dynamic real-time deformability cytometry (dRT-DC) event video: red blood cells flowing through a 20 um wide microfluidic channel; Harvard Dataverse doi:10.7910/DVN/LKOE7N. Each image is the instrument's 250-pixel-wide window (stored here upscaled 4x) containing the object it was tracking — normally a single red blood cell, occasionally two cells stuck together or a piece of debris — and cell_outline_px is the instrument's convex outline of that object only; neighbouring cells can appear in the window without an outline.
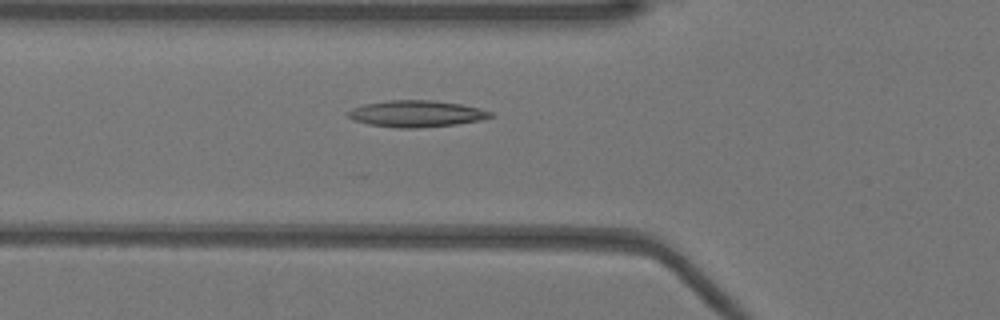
{"species": "Egyptian fruit bat (a non-hibernating species)", "species_latin": "Rousettus aegyptiacus", "temperature_condition": "warm", "stored_images_in_passage": 33, "camera_frame_rate_fps": 3000, "um_per_image_px": 0.085, "animal": {"sex": "female"}, "frame": {"image": 1, "passage_image": 2, "time_ms": 0.333, "image_size_px": [1000, 320], "cell_outline_px": [[492, 116], [480, 120], [456, 124], [416, 128], [396, 128], [368, 124], [352, 120], [348, 116], [348, 112], [352, 108], [364, 104], [388, 100], [432, 100], [460, 104], [492, 112]], "centroid_in_image_um": [35.34, 9.67], "position_along_channel_um": 90.5, "area_um2": 21.85}}
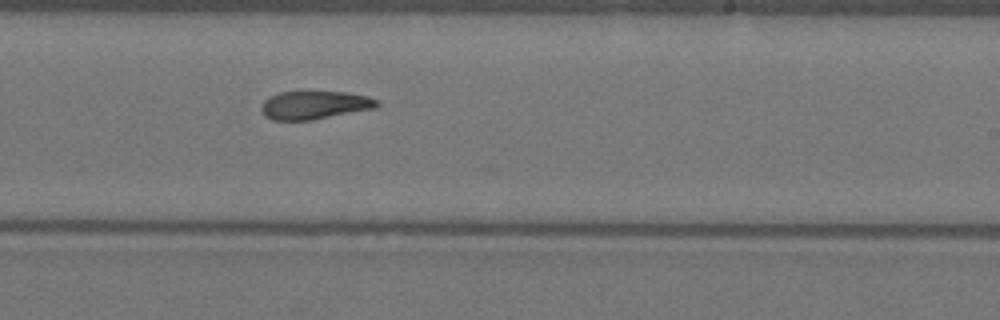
{"frame": {"image": 2, "passage_image": 15, "time_ms": 4.667, "image_size_px": [1000, 320], "cell_outline_px": [[380, 104], [376, 108], [312, 120], [272, 120], [264, 116], [260, 108], [264, 100], [268, 96], [280, 92], [344, 92], [368, 96], [376, 100]], "centroid_in_image_um": [26.71, 8.94], "position_along_channel_um": 262.3, "area_um2": 19.07}}
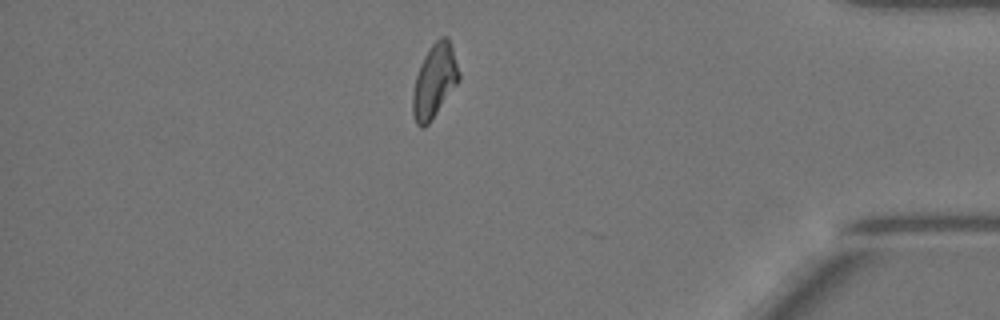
{"frame": {"image": 3, "passage_image": 28, "time_ms": 9.0, "image_size_px": [1000, 320], "cell_outline_px": [[460, 80], [428, 124], [424, 128], [420, 128], [416, 124], [412, 112], [412, 92], [416, 76], [420, 64], [424, 56], [432, 44], [440, 36], [448, 36], [460, 72]], "centroid_in_image_um": [36.92, 6.88], "position_along_channel_um": 398.3, "area_um2": 19.83}}